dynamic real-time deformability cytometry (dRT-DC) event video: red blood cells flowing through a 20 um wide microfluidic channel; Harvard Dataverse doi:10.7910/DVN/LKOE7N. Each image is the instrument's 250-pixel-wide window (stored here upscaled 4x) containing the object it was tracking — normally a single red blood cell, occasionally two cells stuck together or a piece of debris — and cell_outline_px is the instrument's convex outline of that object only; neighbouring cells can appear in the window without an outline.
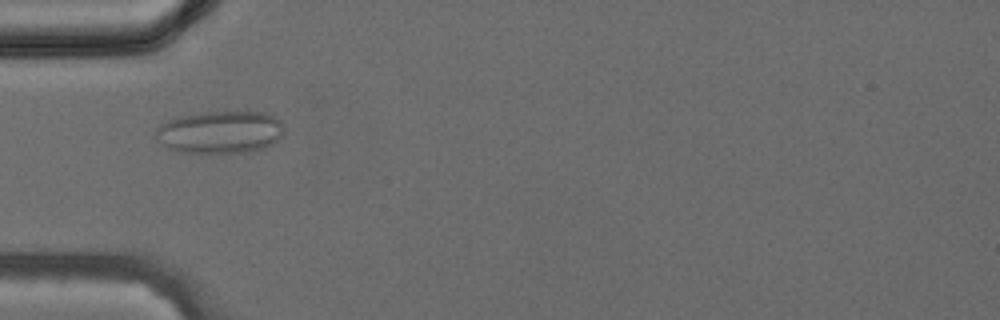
{"species": "common noctule bat (a hibernating species)", "species_latin": "Nyctalus noctula", "temperature_condition": "cold", "stored_images_in_passage": 40, "camera_frame_rate_fps": 3000, "um_per_image_px": 0.085, "animal": {"sex": "female", "body_mass_g": 24.6, "forearm_length_mm": 56.2}, "frame": {"image": 1, "passage_image": 13, "time_ms": 4.0, "image_size_px": [1000, 320], "cell_outline_px": [[284, 132], [272, 144], [264, 148], [248, 152], [208, 156], [176, 152], [168, 148], [156, 140], [156, 128], [160, 124], [176, 116], [200, 112], [268, 112], [276, 116], [284, 124]], "centroid_in_image_um": [18.68, 11.27], "position_along_channel_um": 66.3, "area_um2": 33.18}}
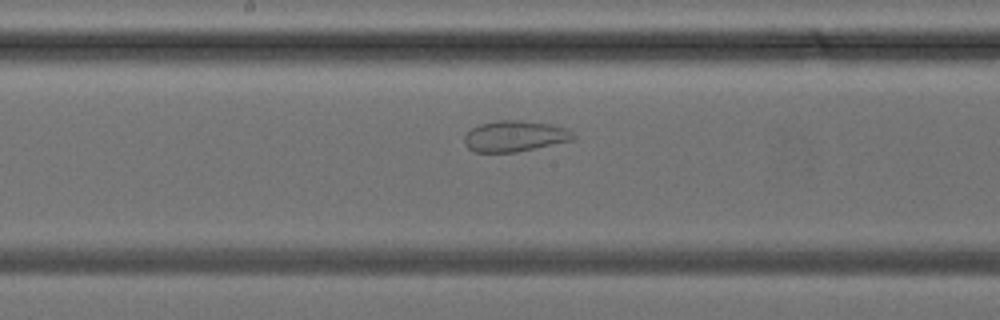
{"frame": {"image": 2, "passage_image": 21, "time_ms": 6.667, "image_size_px": [1000, 320], "cell_outline_px": [[576, 136], [572, 140], [516, 152], [476, 152], [468, 148], [464, 144], [464, 136], [472, 128], [480, 124], [496, 120], [520, 120], [548, 124], [568, 128]], "centroid_in_image_um": [43.74, 11.57], "position_along_channel_um": 204.5, "area_um2": 19.54}}
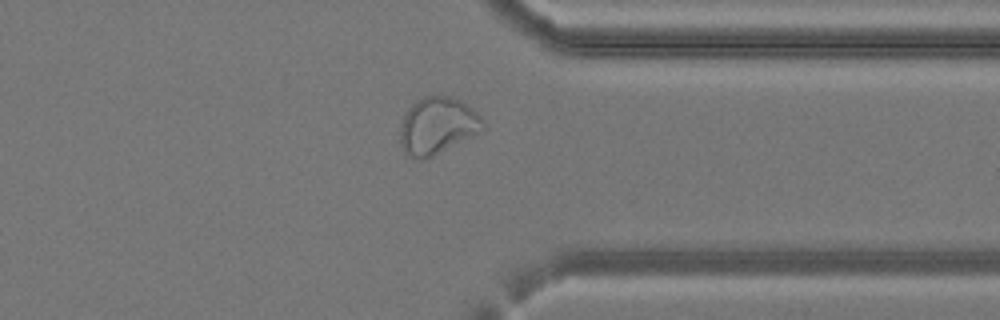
{"frame": {"image": 3, "passage_image": 31, "time_ms": 10.0, "image_size_px": [1000, 320], "cell_outline_px": [[484, 128], [480, 132], [432, 156], [420, 160], [408, 156], [404, 152], [400, 140], [400, 124], [408, 108], [416, 100], [424, 96], [452, 96], [464, 100], [484, 120]], "centroid_in_image_um": [37.18, 10.66], "position_along_channel_um": 374.2, "area_um2": 27.57}}